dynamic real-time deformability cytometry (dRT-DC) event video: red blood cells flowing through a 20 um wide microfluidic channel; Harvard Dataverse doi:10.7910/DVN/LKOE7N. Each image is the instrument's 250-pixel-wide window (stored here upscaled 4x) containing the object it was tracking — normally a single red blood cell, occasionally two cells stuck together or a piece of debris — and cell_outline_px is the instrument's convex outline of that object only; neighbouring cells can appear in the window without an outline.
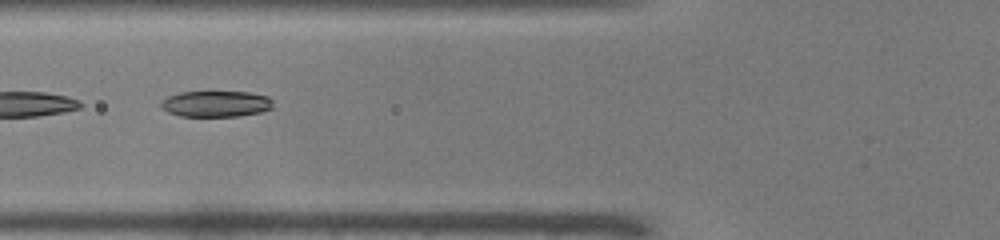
{"species": "common noctule bat (a hibernating species)", "species_latin": "Nyctalus noctula", "temperature_condition": "warm", "stored_images_in_passage": 23, "camera_frame_rate_fps": 3000, "um_per_image_px": 0.085, "animal": {"sex": "male", "body_mass_g": 19.0, "forearm_length_mm": 50.8}, "frame": {"image": 1, "passage_image": 4, "time_ms": 1.0, "image_size_px": [1000, 240], "cell_outline_px": [[272, 108], [260, 112], [240, 116], [180, 116], [168, 112], [160, 104], [160, 100], [168, 96], [180, 92], [208, 88], [248, 92], [268, 96], [272, 100]], "centroid_in_image_um": [18.33, 8.76], "position_along_channel_um": 107.5, "area_um2": 17.98}}